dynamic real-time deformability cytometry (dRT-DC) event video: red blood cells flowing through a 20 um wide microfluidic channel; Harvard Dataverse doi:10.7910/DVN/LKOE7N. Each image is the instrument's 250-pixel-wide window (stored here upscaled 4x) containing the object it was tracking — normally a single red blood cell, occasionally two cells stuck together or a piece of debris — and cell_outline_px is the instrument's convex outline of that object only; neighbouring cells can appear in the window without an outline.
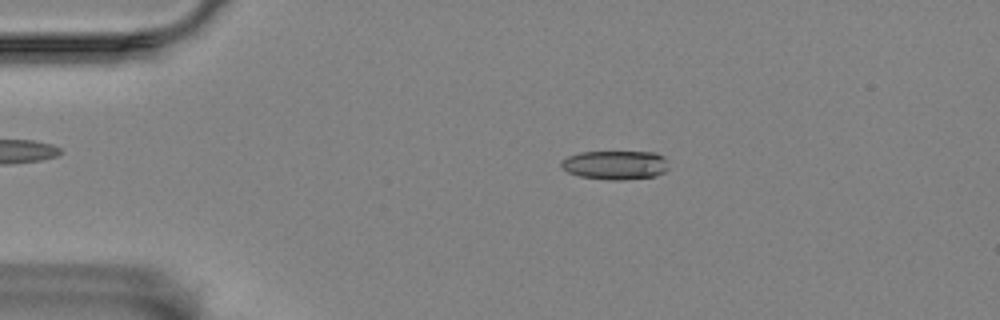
{"species": "Egyptian fruit bat (a non-hibernating species)", "species_latin": "Rousettus aegyptiacus", "temperature_condition": "room temperature", "stored_images_in_passage": 55, "camera_frame_rate_fps": 3000, "um_per_image_px": 0.085, "animal": {"sex": "female"}, "frame": {"image": 1, "passage_image": 9, "time_ms": 2.667, "image_size_px": [1000, 320], "cell_outline_px": [[668, 168], [664, 172], [656, 176], [620, 180], [608, 180], [580, 176], [568, 172], [560, 164], [560, 160], [568, 156], [580, 152], [656, 152], [664, 156]], "centroid_in_image_um": [52.3, 14.02], "position_along_channel_um": 32.7, "area_um2": 18.15}}
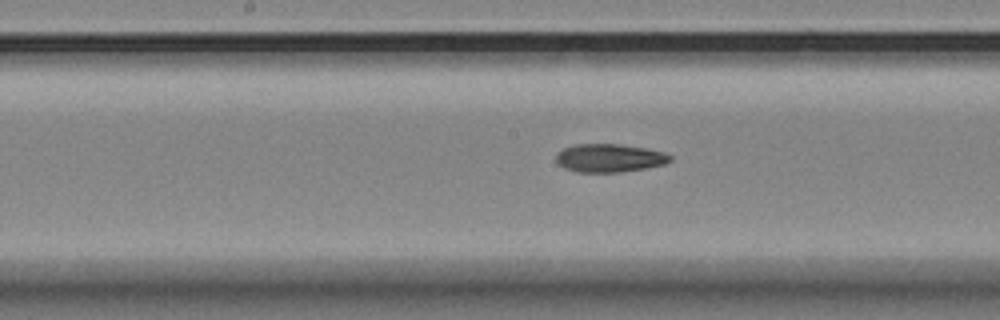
{"frame": {"image": 2, "passage_image": 27, "time_ms": 8.667, "image_size_px": [1000, 320], "cell_outline_px": [[672, 160], [664, 164], [644, 168], [620, 172], [580, 172], [564, 168], [556, 164], [556, 152], [572, 144], [620, 144], [644, 148], [664, 152], [672, 156]], "centroid_in_image_um": [51.76, 13.42], "position_along_channel_um": 196.4, "area_um2": 18.84}}
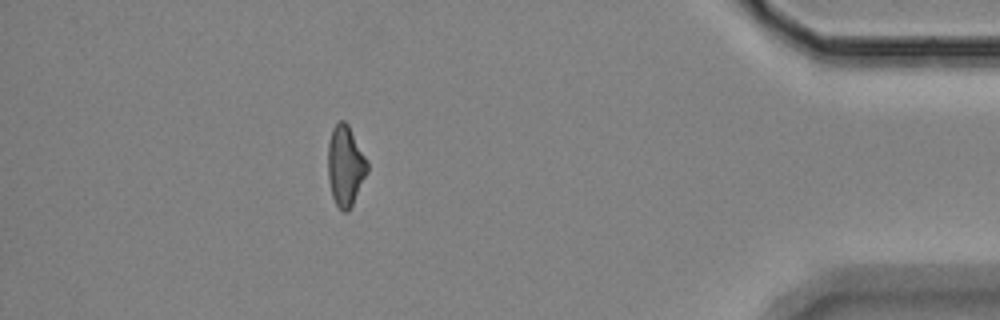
{"frame": {"image": 3, "passage_image": 49, "time_ms": 16.0, "image_size_px": [1000, 320], "cell_outline_px": [[368, 172], [352, 204], [344, 212], [336, 204], [332, 196], [328, 180], [328, 144], [332, 128], [340, 120], [344, 120], [348, 124], [368, 164]], "centroid_in_image_um": [29.34, 14.07], "position_along_channel_um": 405.9, "area_um2": 18.09}, "authors_computed_cell_mechanics": {"area_um2": 18.8428, "velocity_mm_per_s": 3.4629, "shape_relaxation_time_tau1_ms": 7.1842, "shape_relaxation_time_tau2_ms": 3.9324, "deformation_change_tau1": 0.1793, "deformation_change_tau2": 0.1212}}